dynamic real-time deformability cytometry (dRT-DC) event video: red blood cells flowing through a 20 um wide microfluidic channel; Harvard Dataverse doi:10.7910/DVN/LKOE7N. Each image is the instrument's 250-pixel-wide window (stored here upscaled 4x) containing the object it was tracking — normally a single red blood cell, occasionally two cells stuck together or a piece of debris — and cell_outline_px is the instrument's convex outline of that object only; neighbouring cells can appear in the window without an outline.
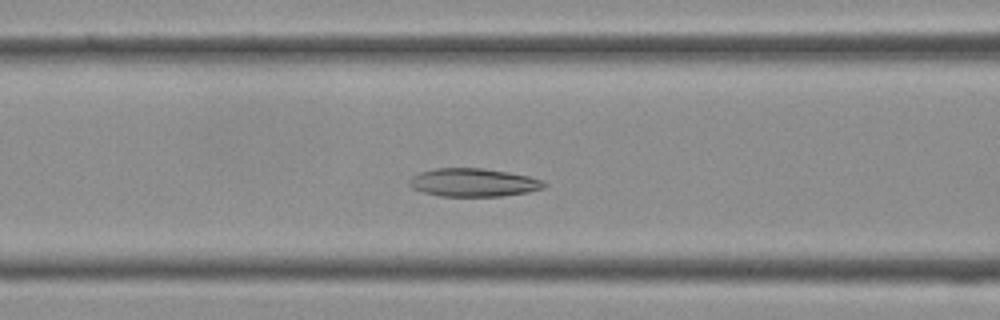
{"species": "Egyptian fruit bat (a non-hibernating species)", "species_latin": "Rousettus aegyptiacus", "temperature_condition": "cold", "stored_images_in_passage": 33, "segment_of_instrument_passage": [1, 2], "camera_frame_rate_fps": 3000, "um_per_image_px": 0.085, "frame": {"image": 1, "passage_image": 9, "time_ms": 2.667, "image_size_px": [1000, 320], "cell_outline_px": [[548, 184], [544, 188], [528, 192], [500, 196], [440, 196], [424, 192], [412, 188], [408, 184], [408, 180], [412, 176], [420, 172], [436, 168], [484, 168], [508, 172], [528, 176], [544, 180]], "centroid_in_image_um": [40.25, 15.51], "position_along_channel_um": 126.3, "area_um2": 22.25}}
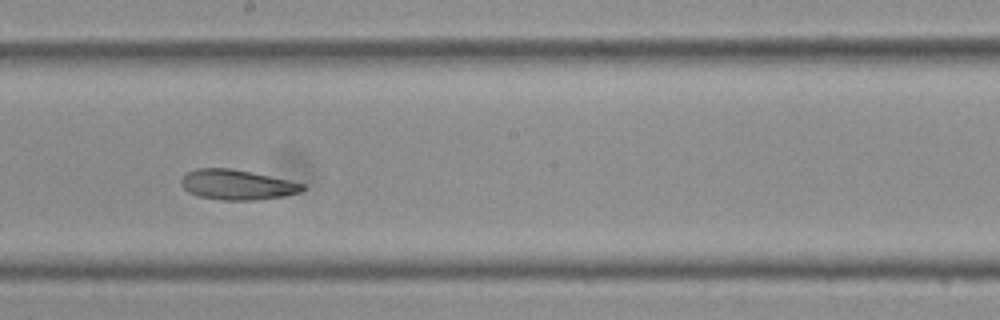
{"frame": {"image": 2, "passage_image": 15, "time_ms": 4.667, "image_size_px": [1000, 320], "cell_outline_px": [[304, 188], [300, 192], [284, 196], [256, 200], [220, 200], [200, 196], [188, 192], [180, 184], [180, 180], [188, 172], [196, 168], [232, 168], [288, 180], [304, 184]], "centroid_in_image_um": [20.12, 15.7], "position_along_channel_um": 228.1, "area_um2": 21.15}}
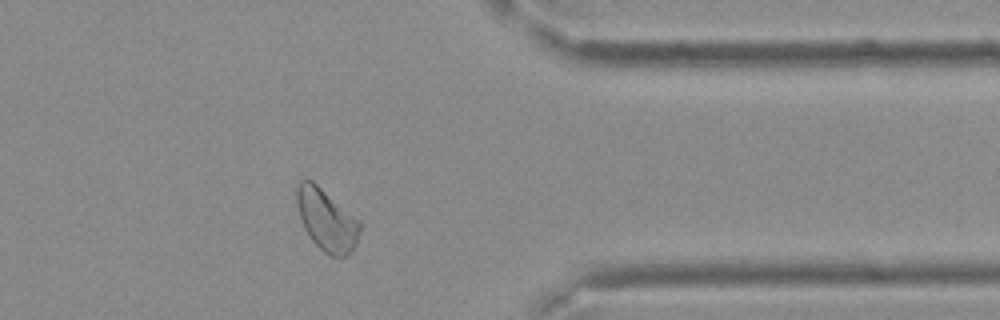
{"frame": {"image": 3, "passage_image": 25, "time_ms": 8.0, "image_size_px": [1000, 320], "cell_outline_px": [[360, 228], [356, 244], [352, 252], [340, 260], [324, 252], [308, 236], [304, 228], [296, 204], [296, 188], [300, 180], [312, 180], [360, 220]], "centroid_in_image_um": [27.77, 18.72], "position_along_channel_um": 383.6, "area_um2": 22.89}}